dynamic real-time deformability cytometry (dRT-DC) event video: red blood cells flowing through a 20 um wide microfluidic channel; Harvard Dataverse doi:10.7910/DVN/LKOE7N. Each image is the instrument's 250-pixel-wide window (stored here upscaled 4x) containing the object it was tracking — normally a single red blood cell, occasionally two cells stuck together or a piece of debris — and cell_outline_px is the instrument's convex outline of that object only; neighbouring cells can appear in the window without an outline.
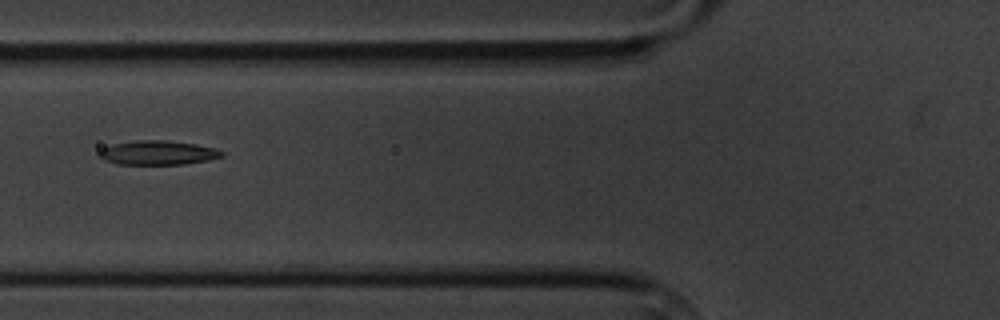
{"species": "common noctule bat (a hibernating species)", "species_latin": "Nyctalus noctula", "temperature_condition": "cold", "stored_images_in_passage": 8, "camera_frame_rate_fps": 3000, "um_per_image_px": 0.085, "animal": {"sex": "male", "body_mass_g": 20.1, "forearm_length_mm": 53.5}, "frame": {"image": 1, "passage_image": 6, "time_ms": 7.0, "image_size_px": [1000, 320], "cell_outline_px": [[224, 156], [208, 160], [184, 164], [116, 164], [104, 160], [96, 156], [96, 152], [112, 144], [140, 140], [164, 140], [196, 144], [216, 148], [224, 152]], "centroid_in_image_um": [13.39, 12.98], "position_along_channel_um": 112.4, "area_um2": 17.4}}
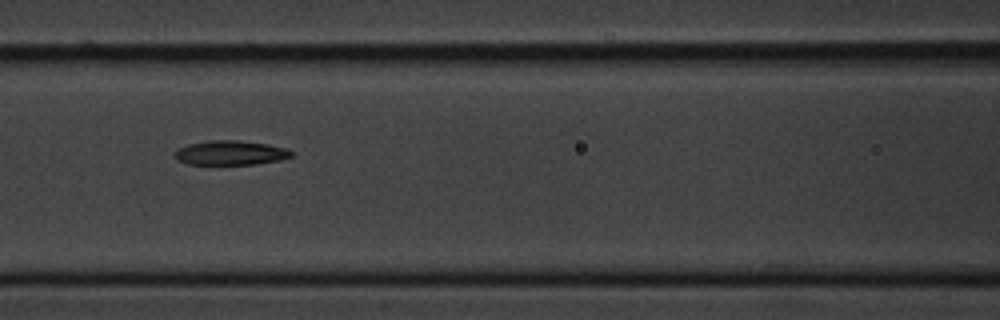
{"frame": {"image": 2, "passage_image": 7, "time_ms": 8.0, "image_size_px": [1000, 320], "cell_outline_px": [[296, 152], [292, 156], [280, 160], [256, 164], [188, 164], [176, 160], [176, 148], [188, 144], [208, 140], [240, 140], [268, 144], [288, 148]], "centroid_in_image_um": [19.63, 12.98], "position_along_channel_um": 147.0, "area_um2": 16.82}}
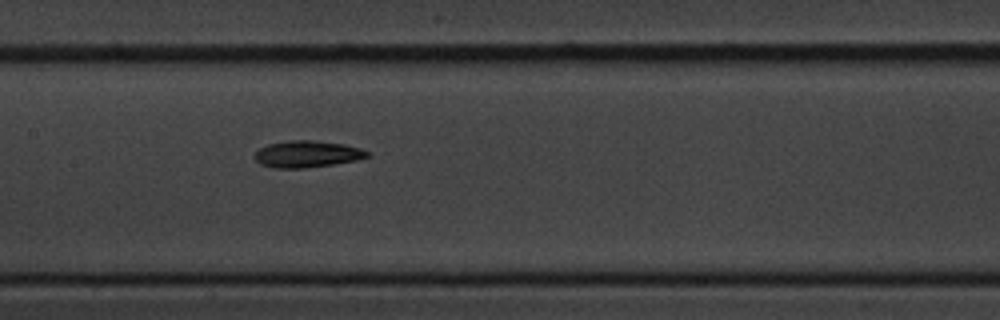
{"frame": {"image": 3, "passage_image": 8, "time_ms": 9.0, "image_size_px": [1000, 320], "cell_outline_px": [[368, 156], [356, 160], [332, 164], [304, 168], [276, 168], [260, 164], [252, 156], [260, 148], [268, 144], [288, 140], [316, 140], [344, 144], [360, 148], [368, 152]], "centroid_in_image_um": [26.06, 13.09], "position_along_channel_um": 181.3, "area_um2": 17.46}}